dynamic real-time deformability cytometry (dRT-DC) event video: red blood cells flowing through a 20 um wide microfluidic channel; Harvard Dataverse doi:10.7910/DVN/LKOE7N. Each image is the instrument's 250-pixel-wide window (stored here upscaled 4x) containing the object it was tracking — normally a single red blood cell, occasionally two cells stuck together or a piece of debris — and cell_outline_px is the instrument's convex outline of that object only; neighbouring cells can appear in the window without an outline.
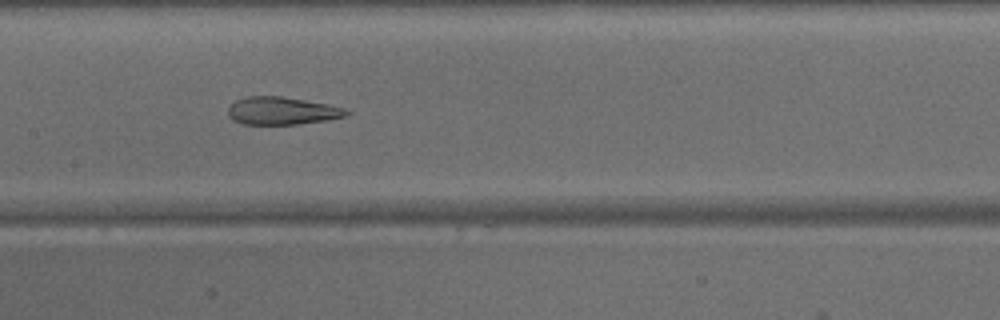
{"species": "common noctule bat (a hibernating species)", "species_latin": "Nyctalus noctula", "temperature_condition": "warm", "stored_images_in_passage": 23, "camera_frame_rate_fps": 3000, "um_per_image_px": 0.085, "animal": {"sex": "male", "body_mass_g": 15.6}, "frame": {"image": 1, "passage_image": 23, "time_ms": 7.333, "image_size_px": [1000, 320], "cell_outline_px": [[352, 112], [344, 116], [324, 120], [296, 124], [240, 124], [232, 120], [228, 116], [228, 108], [236, 100], [248, 96], [280, 96], [328, 104], [348, 108]], "centroid_in_image_um": [23.96, 9.42], "position_along_channel_um": 183.4, "area_um2": 19.07}}